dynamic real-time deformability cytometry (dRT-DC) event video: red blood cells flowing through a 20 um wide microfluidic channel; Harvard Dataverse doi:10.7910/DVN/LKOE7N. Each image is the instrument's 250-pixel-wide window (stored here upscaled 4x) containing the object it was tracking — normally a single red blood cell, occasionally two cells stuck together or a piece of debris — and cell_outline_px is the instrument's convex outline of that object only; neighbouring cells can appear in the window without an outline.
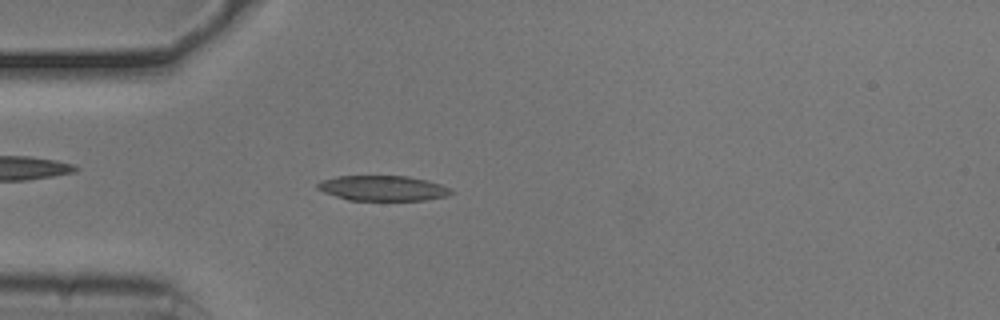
{"species": "common noctule bat (a hibernating species)", "species_latin": "Nyctalus noctula", "temperature_condition": "cold", "stored_images_in_passage": 47, "camera_frame_rate_fps": 3000, "um_per_image_px": 0.085, "animal": {"sex": "male", "body_mass_g": 20.5, "forearm_length_mm": 52.5}, "frame": {"image": 1, "passage_image": 9, "time_ms": 2.667, "image_size_px": [1000, 320], "cell_outline_px": [[456, 192], [448, 196], [424, 200], [348, 200], [324, 192], [316, 188], [316, 184], [320, 180], [336, 176], [408, 176], [440, 184], [452, 188]], "centroid_in_image_um": [32.55, 15.99], "position_along_channel_um": 52.4, "area_um2": 19.71}}
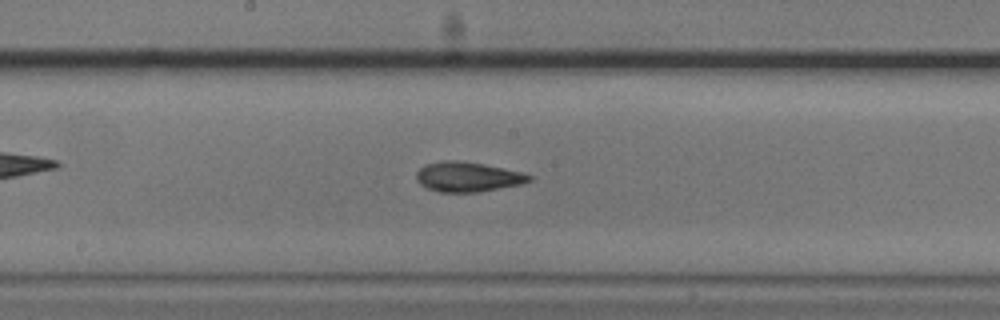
{"frame": {"image": 2, "passage_image": 22, "time_ms": 7.0, "image_size_px": [1000, 320], "cell_outline_px": [[532, 180], [520, 184], [480, 192], [440, 192], [428, 188], [420, 184], [416, 180], [416, 172], [424, 164], [444, 160], [456, 160], [484, 164], [520, 172], [532, 176]], "centroid_in_image_um": [39.71, 15.03], "position_along_channel_um": 208.5, "area_um2": 19.54}}
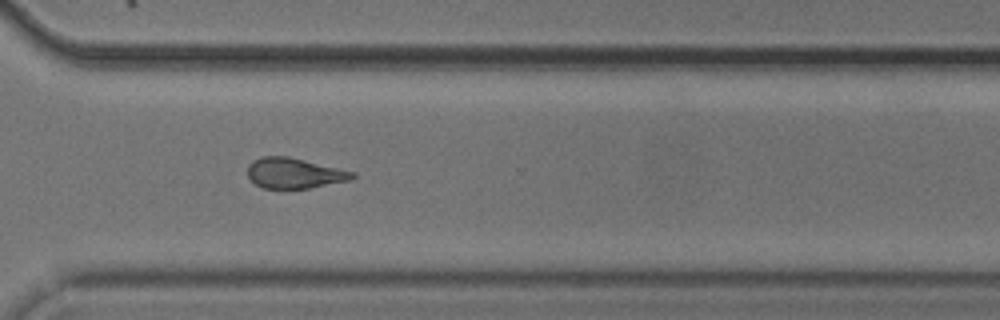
{"frame": {"image": 3, "passage_image": 33, "time_ms": 10.667, "image_size_px": [1000, 320], "cell_outline_px": [[356, 176], [352, 180], [308, 188], [264, 188], [256, 184], [248, 176], [248, 164], [252, 160], [260, 156], [288, 156], [356, 172]], "centroid_in_image_um": [25.03, 14.71], "position_along_channel_um": 345.6, "area_um2": 18.61}, "authors_computed_cell_mechanics": {"area_um2": 19.4208, "velocity_mm_per_s": 3.7597, "shape_relaxation_time_tau1_ms": 2.7077, "shape_relaxation_time_tau2_ms": 3.252, "deformation_change_tau1": 0.1182, "deformation_change_tau2": 0.12}}